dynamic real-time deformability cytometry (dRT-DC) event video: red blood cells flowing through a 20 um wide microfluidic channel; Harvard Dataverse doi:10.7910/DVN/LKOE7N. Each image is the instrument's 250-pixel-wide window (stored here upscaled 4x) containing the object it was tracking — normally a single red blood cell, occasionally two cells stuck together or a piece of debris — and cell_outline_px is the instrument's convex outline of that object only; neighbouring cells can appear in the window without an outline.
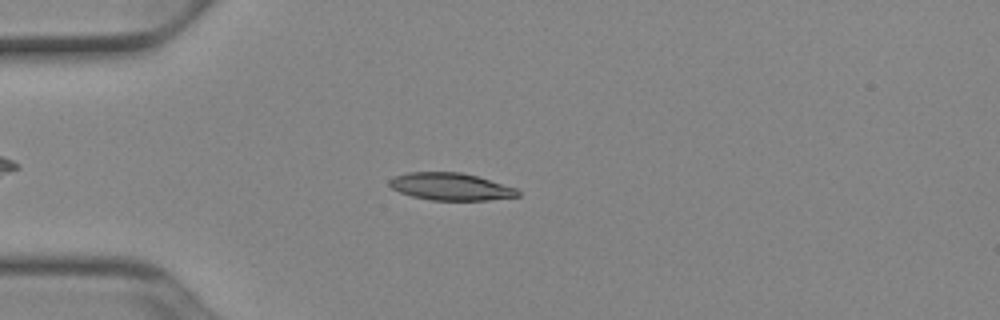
{"species": "Egyptian fruit bat (a non-hibernating species)", "species_latin": "Rousettus aegyptiacus", "temperature_condition": "cold", "stored_images_in_passage": 50, "camera_frame_rate_fps": 3000, "um_per_image_px": 0.085, "animal": {"sex": "female"}, "frame": {"image": 1, "passage_image": 12, "time_ms": 3.667, "image_size_px": [1000, 320], "cell_outline_px": [[520, 196], [488, 200], [432, 200], [412, 196], [400, 192], [392, 188], [388, 184], [388, 180], [392, 176], [408, 172], [460, 172], [476, 176], [516, 188], [520, 192]], "centroid_in_image_um": [38.27, 15.86], "position_along_channel_um": 46.7, "area_um2": 20.4}}
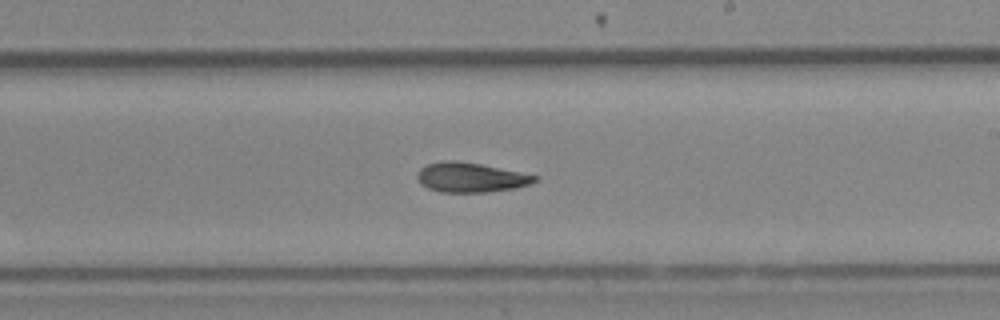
{"frame": {"image": 2, "passage_image": 29, "time_ms": 9.333, "image_size_px": [1000, 320], "cell_outline_px": [[540, 176], [532, 184], [516, 188], [488, 192], [440, 192], [428, 188], [420, 184], [416, 176], [420, 168], [428, 164], [440, 160], [456, 160], [480, 164]], "centroid_in_image_um": [40.0, 15.08], "position_along_channel_um": 249.0, "area_um2": 20.46}}
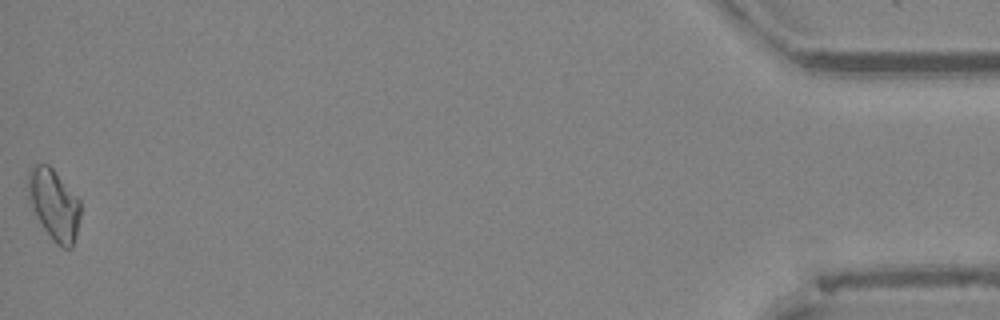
{"frame": {"image": 3, "passage_image": 50, "time_ms": 16.333, "image_size_px": [1000, 320], "cell_outline_px": [[80, 216], [72, 248], [64, 248], [56, 244], [52, 240], [36, 216], [32, 208], [28, 196], [28, 168], [36, 164], [48, 164], [52, 168], [80, 200]], "centroid_in_image_um": [4.58, 17.38], "position_along_channel_um": 430.6, "area_um2": 21.44}, "authors_computed_cell_mechanics": {"area_um2": 20.1433, "velocity_mm_per_s": 3.9065, "shape_relaxation_time_tau1_ms": 7.5744, "shape_relaxation_time_tau2_ms": null, "deformation_change_tau1": 0.1739, "deformation_change_tau2": null}}